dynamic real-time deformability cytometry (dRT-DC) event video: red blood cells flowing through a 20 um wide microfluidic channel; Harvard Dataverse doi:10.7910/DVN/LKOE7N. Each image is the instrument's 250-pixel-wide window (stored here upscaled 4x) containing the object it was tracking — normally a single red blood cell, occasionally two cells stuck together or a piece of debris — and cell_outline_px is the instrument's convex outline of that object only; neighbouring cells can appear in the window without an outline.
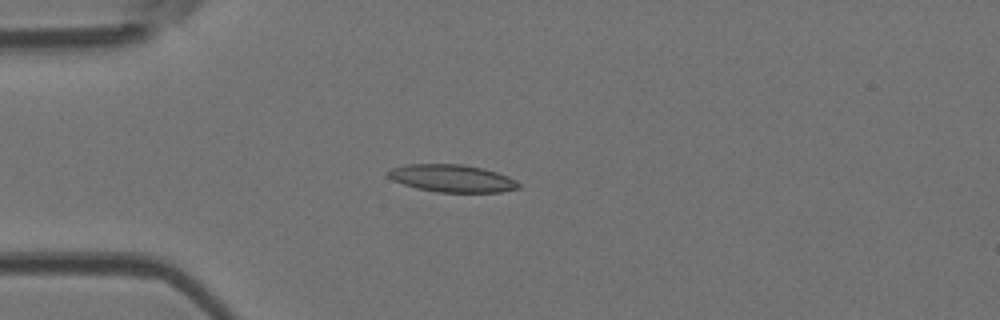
{"species": "Egyptian fruit bat (a non-hibernating species)", "species_latin": "Rousettus aegyptiacus", "temperature_condition": "room temperature", "stored_images_in_passage": 5, "camera_frame_rate_fps": 3000, "um_per_image_px": 0.085, "animal": {"sex": "female"}, "frame": {"image": 1, "passage_image": 3, "time_ms": 0.667, "image_size_px": [1000, 320], "cell_outline_px": [[520, 188], [500, 192], [440, 192], [416, 188], [392, 180], [388, 176], [388, 172], [392, 168], [404, 164], [460, 164], [480, 168], [496, 172], [508, 176], [516, 180], [520, 184]], "centroid_in_image_um": [38.43, 15.16], "position_along_channel_um": 46.6, "area_um2": 20.75}}
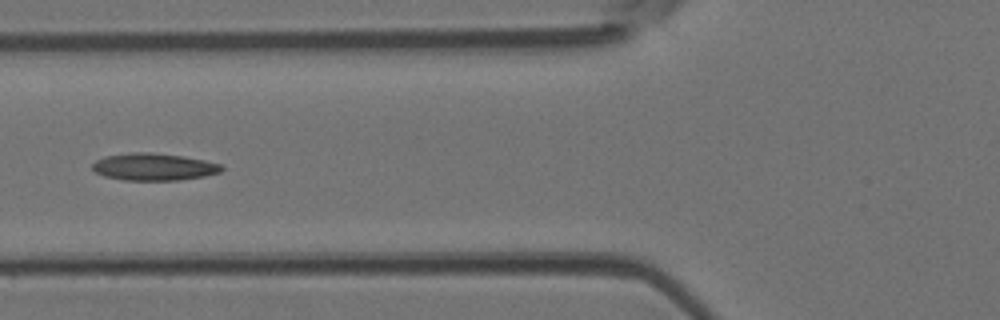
{"frame": {"image": 2, "passage_image": 5, "time_ms": 1.333, "image_size_px": [1000, 320], "cell_outline_px": [[224, 168], [220, 172], [204, 176], [180, 180], [124, 180], [104, 176], [96, 172], [92, 168], [92, 164], [96, 160], [104, 156], [128, 152], [152, 152], [184, 156], [204, 160], [220, 164]], "centroid_in_image_um": [13.05, 14.17], "position_along_channel_um": 112.7, "area_um2": 20.58}}